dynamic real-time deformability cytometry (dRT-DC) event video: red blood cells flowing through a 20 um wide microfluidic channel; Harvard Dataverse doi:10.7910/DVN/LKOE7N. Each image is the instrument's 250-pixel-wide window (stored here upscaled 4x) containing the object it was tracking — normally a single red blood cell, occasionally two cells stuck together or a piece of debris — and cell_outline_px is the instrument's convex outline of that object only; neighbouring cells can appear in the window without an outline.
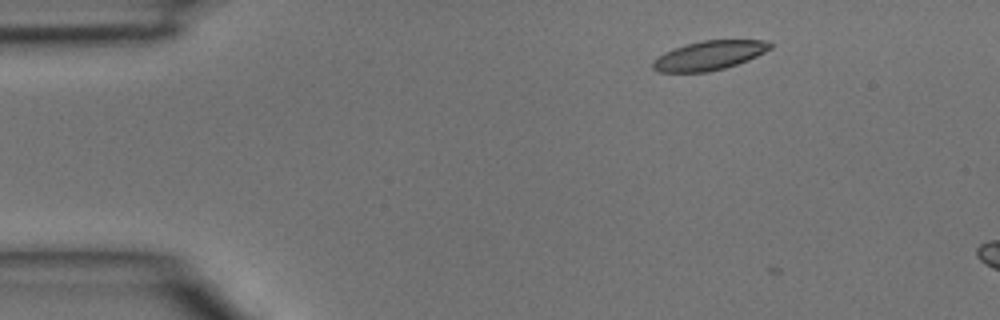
{"species": "common noctule bat (a hibernating species)", "species_latin": "Nyctalus noctula", "temperature_condition": "room temperature", "stored_images_in_passage": 4, "camera_frame_rate_fps": 3000, "um_per_image_px": 0.085, "animal": {"sex": "male", "body_mass_g": 15.6}, "frame": {"image": 1, "passage_image": 2, "time_ms": 0.333, "image_size_px": [1000, 320], "cell_outline_px": [[772, 48], [748, 60], [724, 68], [708, 72], [660, 72], [652, 68], [652, 60], [664, 52], [688, 44], [704, 40], [768, 40], [772, 44]], "centroid_in_image_um": [60.28, 4.71], "position_along_channel_um": 24.7, "area_um2": 19.83}}